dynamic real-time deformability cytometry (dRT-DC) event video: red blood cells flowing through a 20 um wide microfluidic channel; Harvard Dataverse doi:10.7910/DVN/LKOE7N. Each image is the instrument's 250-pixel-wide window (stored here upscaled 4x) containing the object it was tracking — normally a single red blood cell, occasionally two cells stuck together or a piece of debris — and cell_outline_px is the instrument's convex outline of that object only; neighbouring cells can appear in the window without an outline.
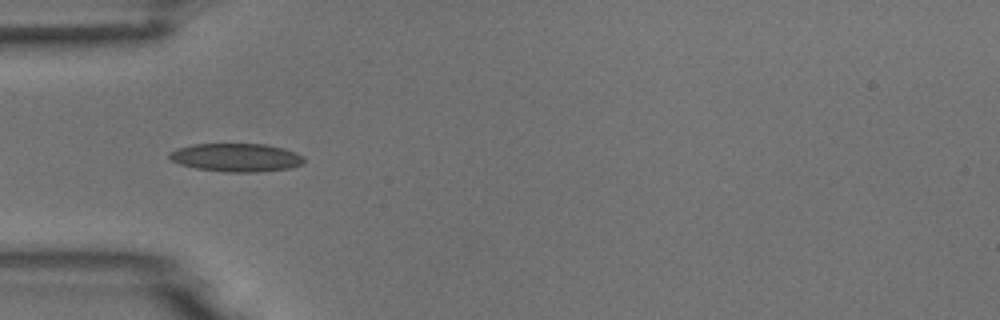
{"species": "common noctule bat (a hibernating species)", "species_latin": "Nyctalus noctula", "temperature_condition": "room temperature", "stored_images_in_passage": 8, "camera_frame_rate_fps": 3000, "um_per_image_px": 0.085, "animal": {"sex": "male", "body_mass_g": 18.8}, "frame": {"image": 1, "passage_image": 4, "time_ms": 3.667, "image_size_px": [1000, 320], "cell_outline_px": [[304, 164], [288, 168], [256, 172], [224, 172], [196, 168], [180, 164], [172, 160], [168, 156], [168, 152], [176, 148], [192, 144], [264, 144], [284, 148], [296, 152], [304, 156]], "centroid_in_image_um": [20.08, 13.38], "position_along_channel_um": 64.9, "area_um2": 22.31}}